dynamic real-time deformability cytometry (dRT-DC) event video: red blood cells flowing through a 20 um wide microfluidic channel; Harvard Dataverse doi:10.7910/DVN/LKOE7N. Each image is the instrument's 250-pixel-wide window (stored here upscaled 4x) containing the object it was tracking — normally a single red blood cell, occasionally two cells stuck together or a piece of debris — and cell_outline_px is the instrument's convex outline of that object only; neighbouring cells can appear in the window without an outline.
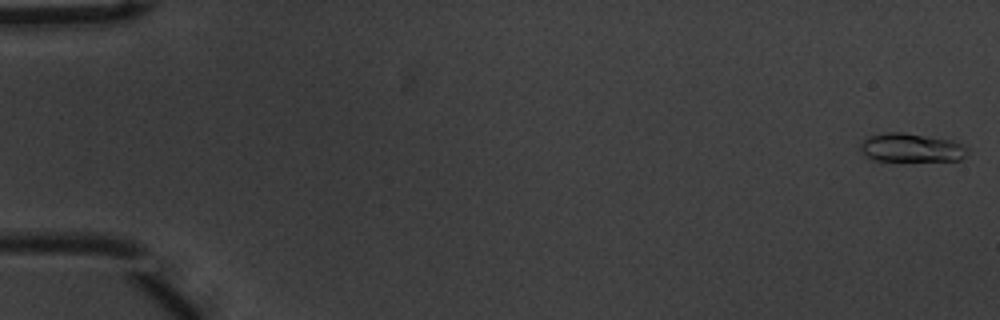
{"species": "common noctule bat (a hibernating species)", "species_latin": "Nyctalus noctula", "temperature_condition": "warm", "stored_images_in_passage": 57, "camera_frame_rate_fps": 3000, "um_per_image_px": 0.085, "animal": {"sex": "male", "body_mass_g": 20.1, "forearm_length_mm": 53.5}, "frame": {"image": 1, "passage_image": 1, "time_ms": 0.0, "image_size_px": [1000, 320], "cell_outline_px": [[968, 152], [960, 160], [872, 160], [860, 148], [860, 144], [864, 136], [884, 132], [904, 132], [952, 140], [964, 144], [968, 148]], "centroid_in_image_um": [77.45, 12.53], "position_along_channel_um": 7.6, "area_um2": 17.92}}
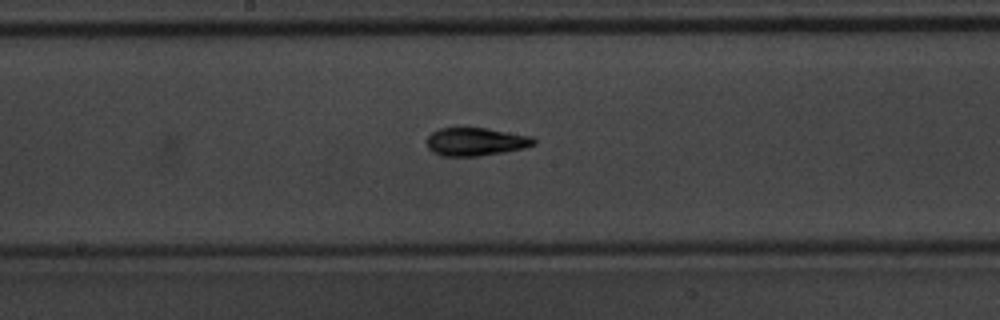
{"frame": {"image": 2, "passage_image": 30, "time_ms": 9.667, "image_size_px": [1000, 320], "cell_outline_px": [[536, 144], [524, 148], [480, 156], [440, 156], [432, 152], [428, 148], [424, 140], [432, 132], [440, 128], [456, 124], [484, 128], [532, 136], [536, 140]], "centroid_in_image_um": [40.35, 12.01], "position_along_channel_um": 207.9, "area_um2": 18.26}}
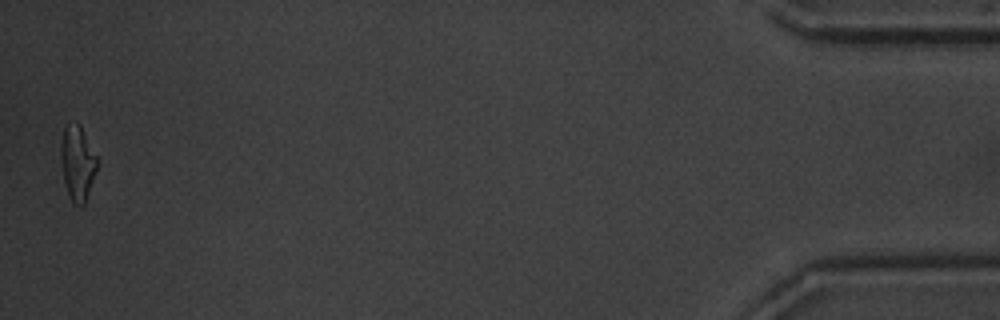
{"frame": {"image": 3, "passage_image": 55, "time_ms": 18.0, "image_size_px": [1000, 320], "cell_outline_px": [[96, 168], [84, 204], [80, 208], [72, 204], [68, 196], [64, 184], [60, 156], [60, 144], [64, 128], [76, 120], [80, 124], [96, 156]], "centroid_in_image_um": [6.54, 13.87], "position_along_channel_um": 428.7, "area_um2": 15.78}}